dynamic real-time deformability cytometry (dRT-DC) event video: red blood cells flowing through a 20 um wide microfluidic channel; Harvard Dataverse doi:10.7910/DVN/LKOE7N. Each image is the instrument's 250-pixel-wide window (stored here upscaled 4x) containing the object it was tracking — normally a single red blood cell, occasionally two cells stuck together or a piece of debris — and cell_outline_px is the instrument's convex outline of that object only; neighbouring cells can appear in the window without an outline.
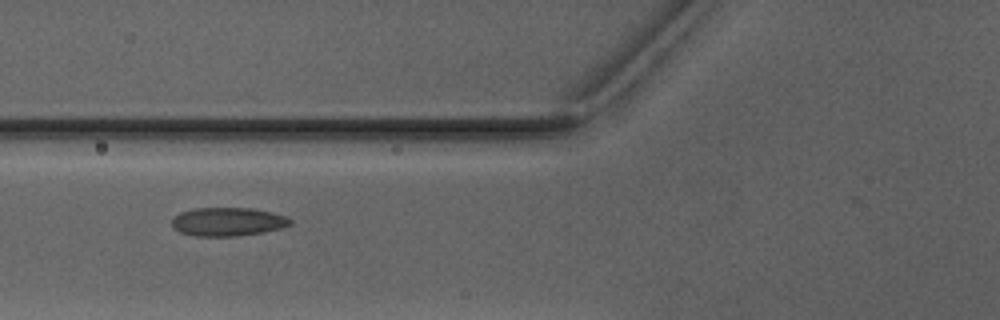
{"species": "Egyptian fruit bat (a non-hibernating species)", "species_latin": "Rousettus aegyptiacus", "temperature_condition": "warm", "stored_images_in_passage": 3, "camera_frame_rate_fps": 3000, "um_per_image_px": 0.085, "animal": {"sex": "male"}, "frame": {"image": 1, "passage_image": 3, "time_ms": 3.333, "image_size_px": [1000, 320], "cell_outline_px": [[292, 224], [280, 228], [264, 232], [236, 236], [196, 236], [180, 232], [172, 228], [172, 216], [180, 212], [192, 208], [252, 208], [272, 212], [284, 216], [292, 220]], "centroid_in_image_um": [19.32, 18.84], "position_along_channel_um": 106.5, "area_um2": 19.83}}